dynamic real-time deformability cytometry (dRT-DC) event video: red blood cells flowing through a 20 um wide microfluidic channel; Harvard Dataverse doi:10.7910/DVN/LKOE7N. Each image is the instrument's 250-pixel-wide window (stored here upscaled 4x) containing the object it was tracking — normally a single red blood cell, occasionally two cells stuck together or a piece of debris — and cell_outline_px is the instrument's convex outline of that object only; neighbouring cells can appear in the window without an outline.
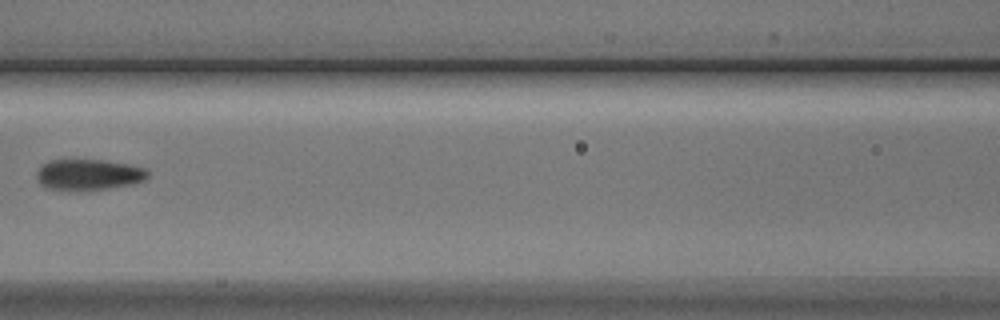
{"species": "Egyptian fruit bat (a non-hibernating species)", "species_latin": "Rousettus aegyptiacus", "temperature_condition": "cold", "stored_images_in_passage": 7, "camera_frame_rate_fps": 3000, "um_per_image_px": 0.085, "animal": {"sex": "male"}, "frame": {"image": 1, "passage_image": 7, "time_ms": 7.0, "image_size_px": [1000, 320], "cell_outline_px": [[148, 176], [144, 180], [132, 184], [108, 188], [48, 188], [40, 184], [36, 176], [36, 172], [48, 160], [104, 160], [128, 164], [144, 168], [148, 172]], "centroid_in_image_um": [7.55, 14.8], "position_along_channel_um": 159.1, "area_um2": 19.31}}